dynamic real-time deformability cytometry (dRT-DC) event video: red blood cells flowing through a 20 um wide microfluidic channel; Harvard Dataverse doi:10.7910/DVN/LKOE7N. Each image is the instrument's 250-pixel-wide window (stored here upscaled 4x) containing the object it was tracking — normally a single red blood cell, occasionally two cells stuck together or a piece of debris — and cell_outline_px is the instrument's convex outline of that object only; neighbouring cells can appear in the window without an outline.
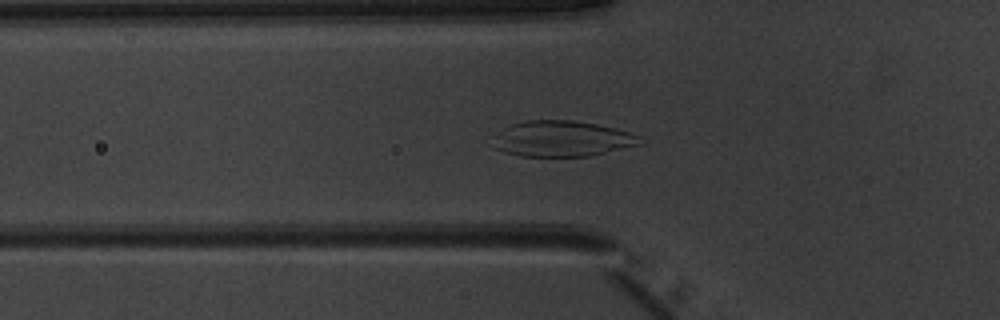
{"species": "common noctule bat (a hibernating species)", "species_latin": "Nyctalus noctula", "temperature_condition": "warm", "stored_images_in_passage": 52, "camera_frame_rate_fps": 3000, "um_per_image_px": 0.085, "animal": {"sex": "male", "body_mass_g": 20.1, "forearm_length_mm": 53.5}, "frame": {"image": 1, "passage_image": 19, "time_ms": 6.0, "image_size_px": [1000, 320], "cell_outline_px": [[644, 144], [588, 156], [520, 156], [504, 152], [492, 148], [488, 136], [508, 124], [528, 120], [572, 120], [596, 124], [616, 128], [640, 136]], "centroid_in_image_um": [47.66, 11.79], "position_along_channel_um": 78.1, "area_um2": 31.39}}
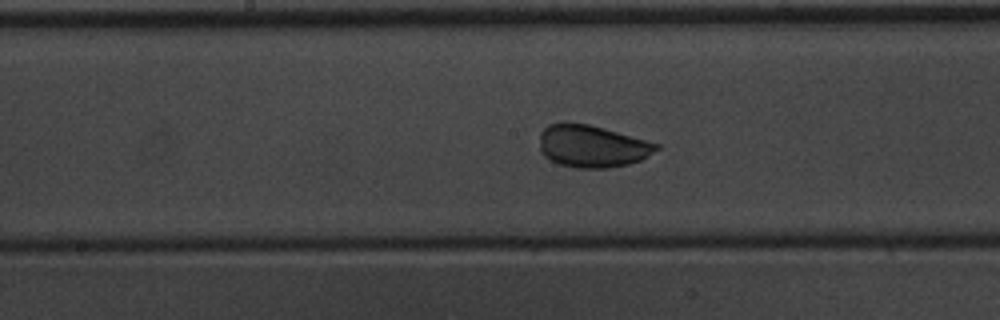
{"frame": {"image": 2, "passage_image": 28, "time_ms": 9.0, "image_size_px": [1000, 320], "cell_outline_px": [[660, 148], [640, 160], [628, 164], [608, 168], [576, 168], [560, 164], [544, 156], [540, 152], [540, 132], [548, 124], [564, 120], [588, 124], [604, 128], [660, 144]], "centroid_in_image_um": [50.29, 12.4], "position_along_channel_um": 197.9, "area_um2": 29.02}}
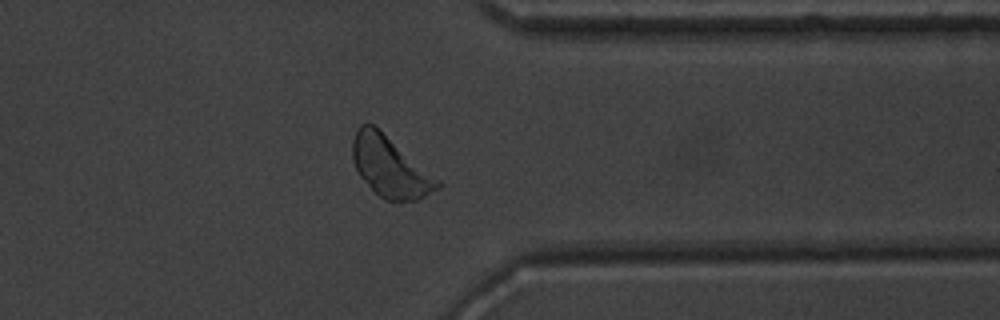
{"frame": {"image": 3, "passage_image": 42, "time_ms": 13.667, "image_size_px": [1000, 320], "cell_outline_px": [[444, 184], [440, 188], [416, 200], [384, 200], [360, 176], [352, 160], [352, 140], [360, 124], [372, 124], [440, 180]], "centroid_in_image_um": [33.16, 14.19], "position_along_channel_um": 378.2, "area_um2": 29.25}}